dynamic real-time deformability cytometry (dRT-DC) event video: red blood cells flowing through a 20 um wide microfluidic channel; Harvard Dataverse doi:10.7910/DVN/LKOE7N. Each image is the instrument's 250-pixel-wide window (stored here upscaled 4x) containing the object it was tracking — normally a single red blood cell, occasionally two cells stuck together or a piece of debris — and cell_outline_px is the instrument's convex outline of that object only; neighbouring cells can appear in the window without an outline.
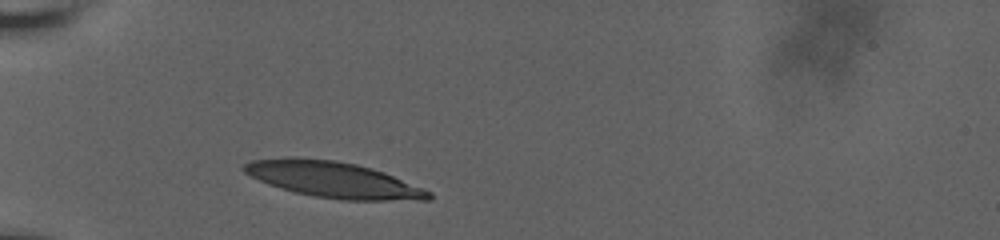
{"species": "human", "species_latin": "Homo sapiens", "temperature_condition": "room temperature", "stored_images_in_passage": 25, "camera_frame_rate_fps": 3000, "um_per_image_px": 0.085, "donor": {"sex": "male"}, "frame": {"image": 1, "passage_image": 1, "time_ms": 0.0, "image_size_px": [1000, 240], "cell_outline_px": [[432, 200], [340, 200], [316, 196], [296, 192], [280, 188], [268, 184], [244, 172], [240, 168], [244, 164], [252, 160], [288, 156], [292, 156], [336, 160], [356, 164], [372, 168], [384, 172], [424, 188], [432, 192]], "centroid_in_image_um": [28.33, 15.26], "position_along_channel_um": 56.7, "area_um2": 38.84}}
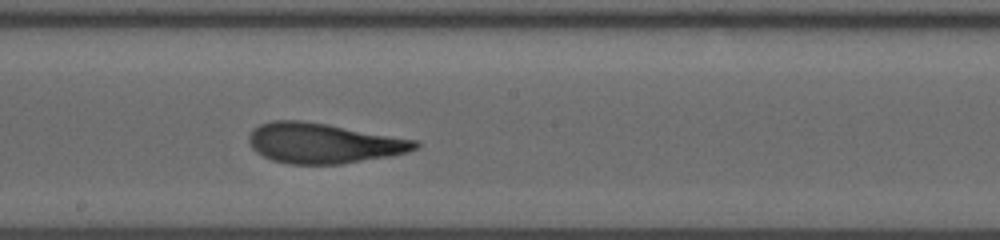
{"frame": {"image": 2, "passage_image": 14, "time_ms": 5.0, "image_size_px": [1000, 240], "cell_outline_px": [[420, 144], [416, 148], [408, 152], [392, 156], [340, 164], [288, 164], [272, 160], [256, 152], [252, 148], [248, 140], [248, 136], [260, 124], [272, 120], [300, 120], [328, 124], [420, 140]], "centroid_in_image_um": [27.53, 12.17], "position_along_channel_um": 220.7, "area_um2": 39.13}}
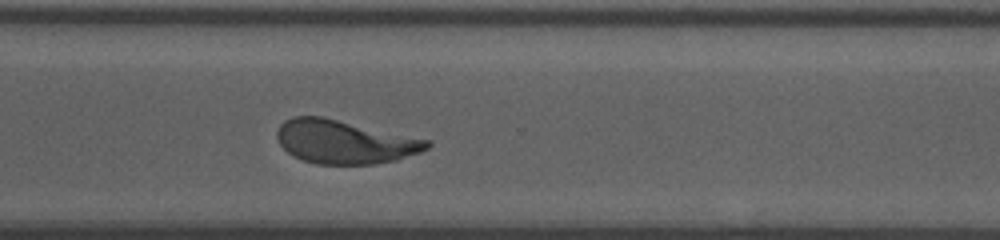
{"frame": {"image": 3, "passage_image": 25, "time_ms": 8.333, "image_size_px": [1000, 240], "cell_outline_px": [[432, 144], [428, 148], [420, 152], [396, 160], [372, 164], [316, 164], [292, 156], [280, 144], [276, 136], [276, 132], [280, 124], [284, 120], [292, 116], [324, 116], [432, 140]], "centroid_in_image_um": [29.3, 12.04], "position_along_channel_um": 341.3, "area_um2": 38.44}}